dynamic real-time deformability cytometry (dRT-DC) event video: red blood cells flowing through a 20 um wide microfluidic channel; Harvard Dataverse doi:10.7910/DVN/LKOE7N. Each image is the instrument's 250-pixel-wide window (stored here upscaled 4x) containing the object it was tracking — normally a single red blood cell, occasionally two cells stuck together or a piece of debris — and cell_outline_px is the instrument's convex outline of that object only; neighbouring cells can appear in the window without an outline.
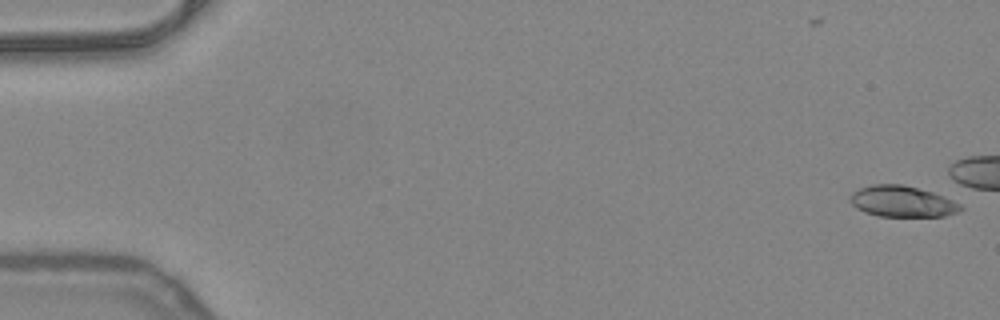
{"species": "common noctule bat (a hibernating species)", "species_latin": "Nyctalus noctula", "temperature_condition": "warm", "stored_images_in_passage": 2, "camera_frame_rate_fps": 3000, "um_per_image_px": 0.085, "animal": {"sex": "female", "body_mass_g": 24.6, "forearm_length_mm": 56.2}, "frame": {"image": 1, "passage_image": 2, "time_ms": 0.333, "image_size_px": [1000, 320], "cell_outline_px": [[964, 208], [956, 212], [944, 216], [880, 216], [864, 212], [856, 208], [848, 200], [848, 196], [852, 192], [860, 188], [872, 184], [904, 184], [932, 192], [952, 200], [960, 204]], "centroid_in_image_um": [76.63, 17.11], "position_along_channel_um": 8.4, "area_um2": 20.0}}